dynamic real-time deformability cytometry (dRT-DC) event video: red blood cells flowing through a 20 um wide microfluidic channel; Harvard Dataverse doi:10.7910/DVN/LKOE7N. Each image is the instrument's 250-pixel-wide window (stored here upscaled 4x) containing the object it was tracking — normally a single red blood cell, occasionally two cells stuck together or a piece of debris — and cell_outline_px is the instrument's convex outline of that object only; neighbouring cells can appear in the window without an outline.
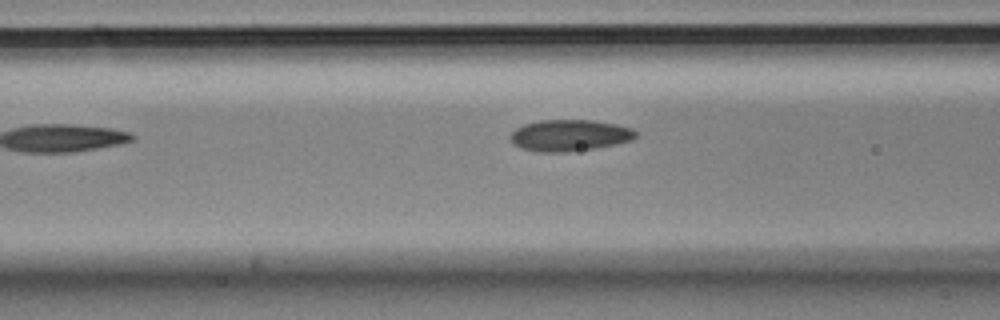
{"species": "Egyptian fruit bat (a non-hibernating species)", "species_latin": "Rousettus aegyptiacus", "temperature_condition": "cold", "stored_images_in_passage": 7, "camera_frame_rate_fps": 3000, "um_per_image_px": 0.085, "animal": {"sex": "male"}, "frame": {"image": 1, "passage_image": 5, "time_ms": 1.333, "image_size_px": [1000, 320], "cell_outline_px": [[636, 136], [632, 140], [616, 144], [596, 148], [568, 152], [536, 152], [520, 148], [512, 144], [508, 136], [516, 128], [524, 124], [540, 120], [592, 120], [616, 124], [632, 128], [636, 132]], "centroid_in_image_um": [48.37, 11.51], "position_along_channel_um": 118.2, "area_um2": 23.24}}